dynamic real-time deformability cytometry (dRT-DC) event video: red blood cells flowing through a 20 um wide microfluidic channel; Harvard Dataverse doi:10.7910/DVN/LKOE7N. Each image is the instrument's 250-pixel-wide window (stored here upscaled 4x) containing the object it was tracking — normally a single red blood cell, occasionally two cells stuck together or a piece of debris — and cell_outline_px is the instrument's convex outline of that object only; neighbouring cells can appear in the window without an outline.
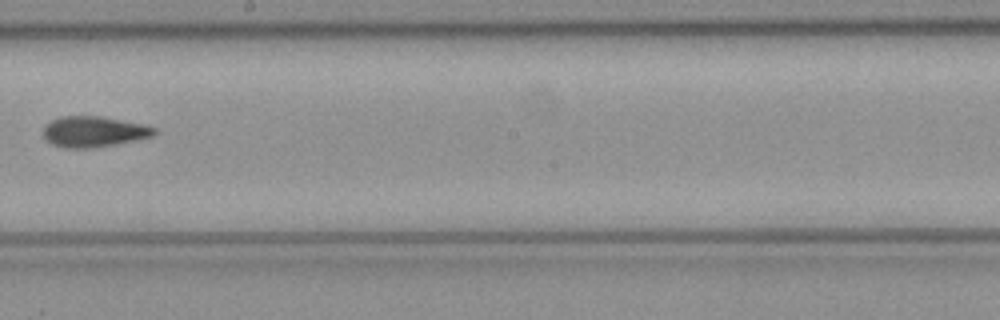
{"species": "common noctule bat (a hibernating species)", "species_latin": "Nyctalus noctula", "temperature_condition": "cold", "stored_images_in_passage": 8, "camera_frame_rate_fps": 3000, "um_per_image_px": 0.085, "animal": {"sex": "female", "body_mass_g": 21.9}, "frame": {"image": 1, "passage_image": 8, "time_ms": 2.333, "image_size_px": [1000, 320], "cell_outline_px": [[156, 132], [152, 136], [92, 148], [64, 148], [52, 144], [44, 140], [44, 124], [60, 116], [100, 116], [148, 124], [156, 128]], "centroid_in_image_um": [7.94, 11.17], "position_along_channel_um": 240.3, "area_um2": 19.94}}